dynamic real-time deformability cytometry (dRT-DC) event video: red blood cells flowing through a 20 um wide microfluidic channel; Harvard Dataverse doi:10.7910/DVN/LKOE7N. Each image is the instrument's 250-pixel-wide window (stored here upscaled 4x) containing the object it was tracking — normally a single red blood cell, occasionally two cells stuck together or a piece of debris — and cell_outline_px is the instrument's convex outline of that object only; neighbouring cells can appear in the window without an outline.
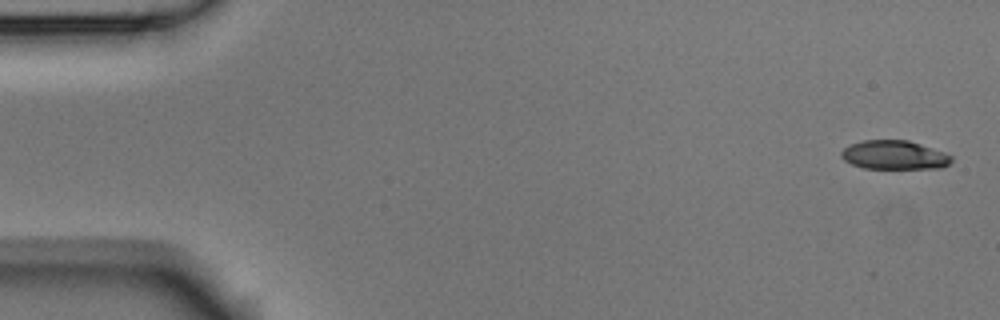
{"species": "Egyptian fruit bat (a non-hibernating species)", "species_latin": "Rousettus aegyptiacus", "temperature_condition": "room temperature", "stored_images_in_passage": 5, "camera_frame_rate_fps": 3000, "um_per_image_px": 0.085, "animal": {"sex": "male"}, "frame": {"image": 1, "passage_image": 1, "time_ms": 0.0, "image_size_px": [1000, 320], "cell_outline_px": [[952, 160], [948, 164], [940, 168], [864, 168], [852, 164], [844, 160], [840, 156], [840, 152], [844, 148], [852, 144], [864, 140], [908, 140], [944, 152], [952, 156]], "centroid_in_image_um": [76.0, 13.17], "position_along_channel_um": 9.0, "area_um2": 18.38}}